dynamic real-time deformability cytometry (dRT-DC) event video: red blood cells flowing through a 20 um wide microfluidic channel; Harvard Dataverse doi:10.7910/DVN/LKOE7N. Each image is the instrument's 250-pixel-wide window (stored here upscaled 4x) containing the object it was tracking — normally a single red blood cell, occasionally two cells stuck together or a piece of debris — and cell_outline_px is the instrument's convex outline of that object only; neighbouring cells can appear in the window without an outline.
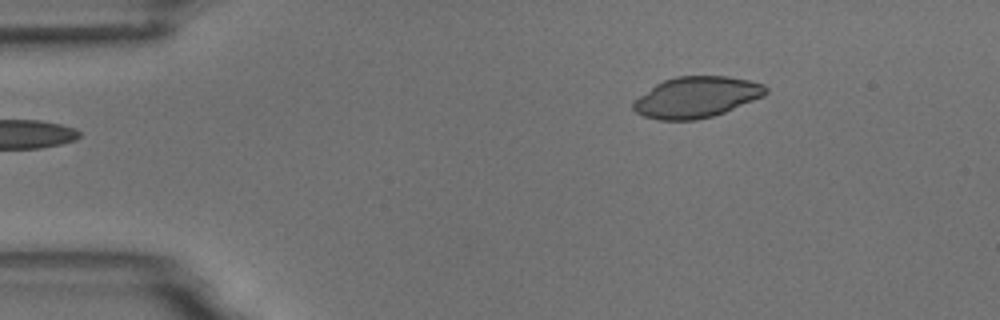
{"species": "common noctule bat (a hibernating species)", "species_latin": "Nyctalus noctula", "temperature_condition": "room temperature", "stored_images_in_passage": 2, "camera_frame_rate_fps": 3000, "um_per_image_px": 0.085, "animal": {"sex": "male", "body_mass_g": 18.8}, "frame": {"image": 1, "passage_image": 1, "time_ms": 0.0, "image_size_px": [1000, 320], "cell_outline_px": [[768, 92], [764, 96], [724, 112], [712, 116], [696, 120], [660, 120], [644, 116], [636, 112], [632, 108], [632, 104], [640, 96], [656, 84], [664, 80], [676, 76], [728, 76], [748, 80], [764, 84], [768, 88]], "centroid_in_image_um": [59.22, 8.25], "position_along_channel_um": 25.8, "area_um2": 31.44}}